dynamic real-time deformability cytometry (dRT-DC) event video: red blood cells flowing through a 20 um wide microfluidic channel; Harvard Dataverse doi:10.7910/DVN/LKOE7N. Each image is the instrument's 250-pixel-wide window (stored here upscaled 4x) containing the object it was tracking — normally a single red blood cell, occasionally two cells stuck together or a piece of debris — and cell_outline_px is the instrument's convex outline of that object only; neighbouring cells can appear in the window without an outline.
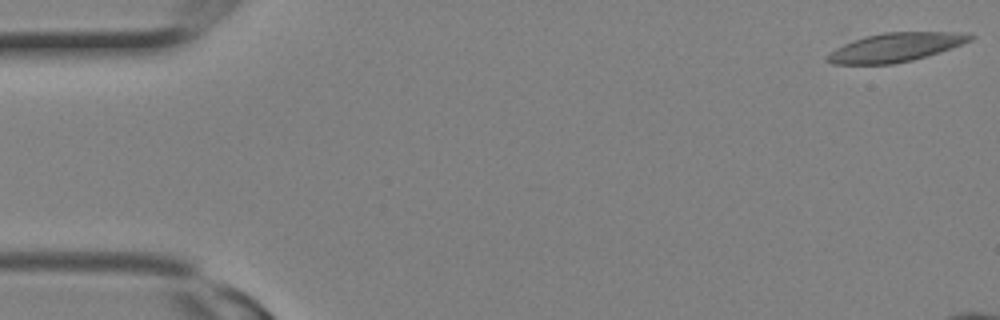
{"species": "Egyptian fruit bat (a non-hibernating species)", "species_latin": "Rousettus aegyptiacus", "temperature_condition": "room temperature", "stored_images_in_passage": 6, "camera_frame_rate_fps": 3000, "um_per_image_px": 0.085, "animal": {"sex": "female"}, "frame": {"image": 1, "passage_image": 1, "time_ms": 0.0, "image_size_px": [1000, 320], "cell_outline_px": [[976, 36], [972, 40], [952, 48], [940, 52], [912, 60], [892, 64], [832, 64], [824, 60], [836, 48], [852, 40], [864, 36], [884, 32], [956, 32]], "centroid_in_image_um": [76.12, 4.02], "position_along_channel_um": 8.9, "area_um2": 23.87}}